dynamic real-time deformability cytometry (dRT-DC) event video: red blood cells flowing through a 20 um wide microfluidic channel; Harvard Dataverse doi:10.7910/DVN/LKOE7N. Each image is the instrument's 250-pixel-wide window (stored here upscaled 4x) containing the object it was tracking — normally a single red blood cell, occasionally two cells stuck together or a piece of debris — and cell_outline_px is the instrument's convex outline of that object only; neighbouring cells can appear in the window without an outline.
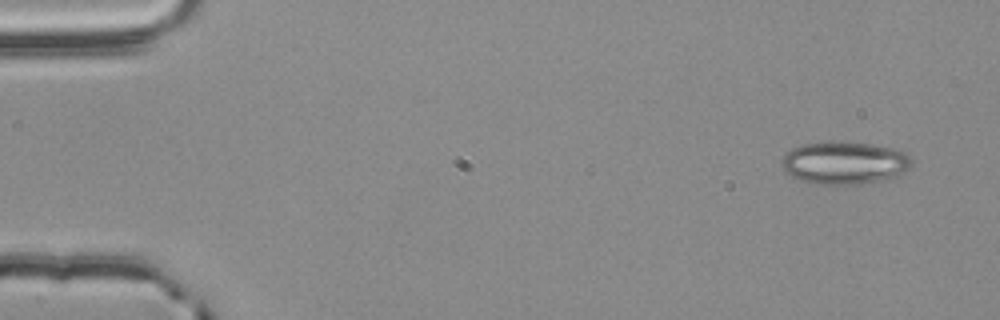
{"species": "common noctule bat (a hibernating species)", "species_latin": "Nyctalus noctula", "temperature_condition": "room temperature", "stored_images_in_passage": 4, "segment_of_instrument_passage": [2, 2], "camera_frame_rate_fps": 3000, "um_per_image_px": 0.085, "animal": {"sex": "male", "body_mass_g": 20.4}, "frame": {"image": 1, "passage_image": 4, "time_ms": 1.0, "image_size_px": [1000, 320], "cell_outline_px": [[912, 164], [904, 172], [892, 180], [860, 184], [824, 184], [800, 180], [784, 172], [780, 164], [780, 160], [792, 148], [800, 144], [824, 140], [872, 144], [892, 148], [904, 152], [912, 156]], "centroid_in_image_um": [71.79, 13.83], "position_along_channel_um": 13.2, "area_um2": 33.0}}